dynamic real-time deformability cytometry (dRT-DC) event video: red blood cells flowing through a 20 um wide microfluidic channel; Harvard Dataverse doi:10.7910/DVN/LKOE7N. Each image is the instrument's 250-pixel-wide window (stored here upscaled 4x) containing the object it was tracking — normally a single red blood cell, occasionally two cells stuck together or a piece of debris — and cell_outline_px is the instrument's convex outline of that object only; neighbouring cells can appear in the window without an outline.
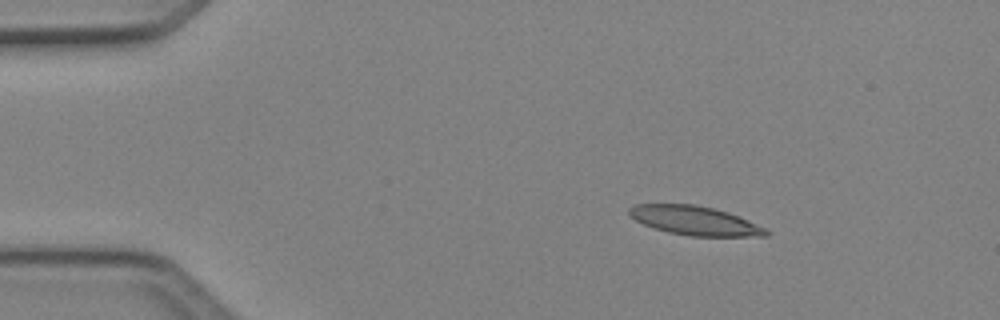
{"species": "Egyptian fruit bat (a non-hibernating species)", "species_latin": "Rousettus aegyptiacus", "temperature_condition": "cold", "stored_images_in_passage": 3, "camera_frame_rate_fps": 3000, "um_per_image_px": 0.085, "animal": {"sex": "female"}, "frame": {"image": 1, "passage_image": 1, "time_ms": 0.0, "image_size_px": [1000, 320], "cell_outline_px": [[768, 236], [688, 236], [668, 232], [652, 228], [628, 216], [628, 208], [636, 204], [696, 204], [728, 212], [748, 220], [764, 228], [768, 232]], "centroid_in_image_um": [59.0, 18.75], "position_along_channel_um": 26.0, "area_um2": 23.12}}